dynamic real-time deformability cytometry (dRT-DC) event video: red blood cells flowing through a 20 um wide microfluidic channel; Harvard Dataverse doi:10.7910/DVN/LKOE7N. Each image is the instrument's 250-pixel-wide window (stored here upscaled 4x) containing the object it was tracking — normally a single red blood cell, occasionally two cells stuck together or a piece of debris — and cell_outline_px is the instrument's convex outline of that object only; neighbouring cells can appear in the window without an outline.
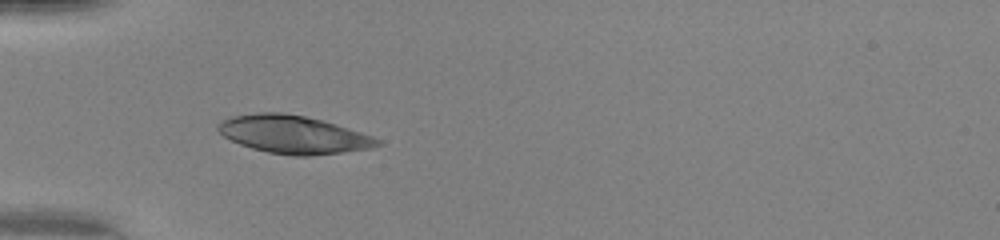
{"species": "human", "species_latin": "Homo sapiens", "temperature_condition": "warm", "stored_images_in_passage": 34, "camera_frame_rate_fps": 3000, "um_per_image_px": 0.085, "donor": {"sex": "female"}, "frame": {"image": 1, "passage_image": 1, "time_ms": 0.0, "image_size_px": [1000, 240], "cell_outline_px": [[384, 144], [372, 148], [344, 152], [312, 156], [292, 156], [268, 152], [252, 148], [240, 144], [224, 136], [216, 128], [216, 124], [220, 120], [232, 116], [256, 112], [284, 112], [304, 116], [336, 124], [372, 136], [380, 140]], "centroid_in_image_um": [24.93, 11.43], "position_along_channel_um": 60.1, "area_um2": 35.37}}
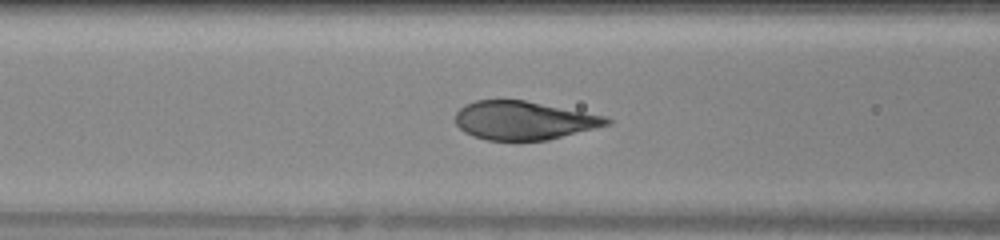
{"frame": {"image": 2, "passage_image": 6, "time_ms": 1.667, "image_size_px": [1000, 240], "cell_outline_px": [[612, 124], [548, 140], [488, 140], [472, 136], [464, 132], [456, 124], [456, 112], [464, 104], [476, 100], [524, 100], [608, 116], [612, 120]], "centroid_in_image_um": [44.55, 10.23], "position_along_channel_um": 122.1, "area_um2": 34.1}, "authors_computed_cell_mechanics": {"area_um2": 35.9516, "velocity_mm_per_s": 4.1647, "shape_relaxation_time_tau1_ms": 2.7504, "shape_relaxation_time_tau2_ms": null, "deformation_change_tau1": 0.2206, "deformation_change_tau2": null}}